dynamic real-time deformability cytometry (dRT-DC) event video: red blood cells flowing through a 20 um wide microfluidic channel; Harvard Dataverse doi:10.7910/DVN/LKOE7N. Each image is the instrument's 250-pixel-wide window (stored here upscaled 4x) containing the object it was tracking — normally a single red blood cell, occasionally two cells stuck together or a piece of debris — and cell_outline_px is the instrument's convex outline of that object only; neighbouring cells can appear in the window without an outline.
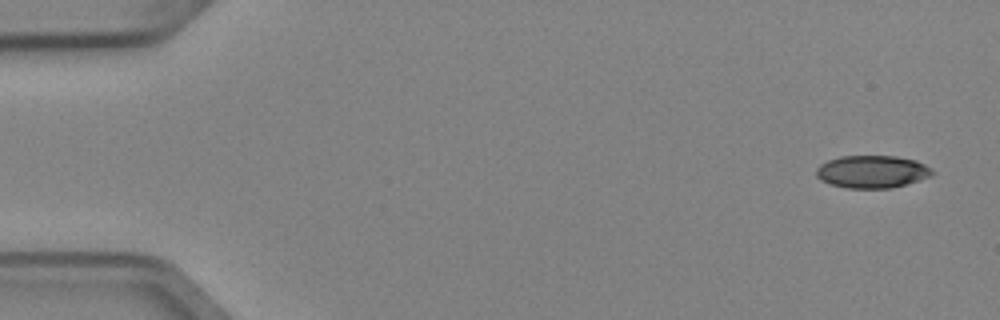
{"species": "Egyptian fruit bat (a non-hibernating species)", "species_latin": "Rousettus aegyptiacus", "temperature_condition": "cold", "stored_images_in_passage": 3, "segment_of_instrument_passage": [2, 2], "camera_frame_rate_fps": 3000, "um_per_image_px": 0.085, "animal": {"sex": "female"}, "frame": {"image": 1, "passage_image": 3, "time_ms": 0.667, "image_size_px": [1000, 320], "cell_outline_px": [[936, 172], [932, 176], [908, 184], [892, 188], [848, 188], [832, 184], [820, 180], [816, 176], [816, 168], [820, 164], [828, 160], [840, 156], [896, 156], [916, 160], [932, 168]], "centroid_in_image_um": [74.16, 14.59], "position_along_channel_um": 10.8, "area_um2": 22.25}}